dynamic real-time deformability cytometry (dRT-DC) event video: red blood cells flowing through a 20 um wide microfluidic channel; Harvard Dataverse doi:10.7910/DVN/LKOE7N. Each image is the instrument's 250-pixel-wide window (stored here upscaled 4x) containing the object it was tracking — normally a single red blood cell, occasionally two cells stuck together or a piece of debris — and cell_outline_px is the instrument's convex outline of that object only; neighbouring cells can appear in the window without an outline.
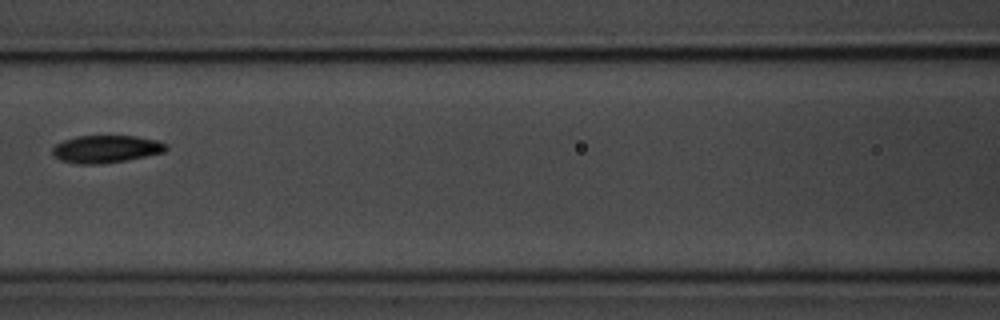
{"species": "common noctule bat (a hibernating species)", "species_latin": "Nyctalus noctula", "temperature_condition": "room temperature", "stored_images_in_passage": 8, "camera_frame_rate_fps": 3000, "um_per_image_px": 0.085, "animal": {"sex": "male", "body_mass_g": 20.1, "forearm_length_mm": 53.5}, "frame": {"image": 1, "passage_image": 8, "time_ms": 8.333, "image_size_px": [1000, 320], "cell_outline_px": [[168, 148], [164, 152], [124, 160], [100, 164], [80, 164], [60, 160], [52, 156], [52, 148], [56, 144], [64, 140], [76, 136], [136, 136], [156, 140], [168, 144]], "centroid_in_image_um": [8.99, 12.66], "position_along_channel_um": 157.6, "area_um2": 18.15}}